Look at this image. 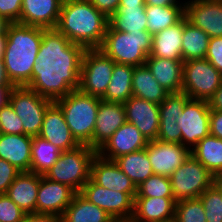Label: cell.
I'll return each mask as SVG.
<instances>
[{
    "label": "cell",
    "instance_id": "obj_1",
    "mask_svg": "<svg viewBox=\"0 0 222 222\" xmlns=\"http://www.w3.org/2000/svg\"><path fill=\"white\" fill-rule=\"evenodd\" d=\"M85 48L72 43L56 28H43L42 42L26 86L55 102L79 89Z\"/></svg>",
    "mask_w": 222,
    "mask_h": 222
},
{
    "label": "cell",
    "instance_id": "obj_2",
    "mask_svg": "<svg viewBox=\"0 0 222 222\" xmlns=\"http://www.w3.org/2000/svg\"><path fill=\"white\" fill-rule=\"evenodd\" d=\"M108 25L109 19L89 0H65L56 29L72 43L94 49L102 46Z\"/></svg>",
    "mask_w": 222,
    "mask_h": 222
},
{
    "label": "cell",
    "instance_id": "obj_3",
    "mask_svg": "<svg viewBox=\"0 0 222 222\" xmlns=\"http://www.w3.org/2000/svg\"><path fill=\"white\" fill-rule=\"evenodd\" d=\"M3 57L6 72L15 86H27L42 42L43 28L11 23Z\"/></svg>",
    "mask_w": 222,
    "mask_h": 222
},
{
    "label": "cell",
    "instance_id": "obj_4",
    "mask_svg": "<svg viewBox=\"0 0 222 222\" xmlns=\"http://www.w3.org/2000/svg\"><path fill=\"white\" fill-rule=\"evenodd\" d=\"M100 100L77 89L55 101L72 136L80 145H88L92 141Z\"/></svg>",
    "mask_w": 222,
    "mask_h": 222
},
{
    "label": "cell",
    "instance_id": "obj_5",
    "mask_svg": "<svg viewBox=\"0 0 222 222\" xmlns=\"http://www.w3.org/2000/svg\"><path fill=\"white\" fill-rule=\"evenodd\" d=\"M152 34L148 31L124 32L109 25L99 48L117 64L142 66L151 54Z\"/></svg>",
    "mask_w": 222,
    "mask_h": 222
},
{
    "label": "cell",
    "instance_id": "obj_6",
    "mask_svg": "<svg viewBox=\"0 0 222 222\" xmlns=\"http://www.w3.org/2000/svg\"><path fill=\"white\" fill-rule=\"evenodd\" d=\"M97 151L88 145H79L69 151H61L57 161L44 177L68 185L76 193L81 192L90 179V166Z\"/></svg>",
    "mask_w": 222,
    "mask_h": 222
},
{
    "label": "cell",
    "instance_id": "obj_7",
    "mask_svg": "<svg viewBox=\"0 0 222 222\" xmlns=\"http://www.w3.org/2000/svg\"><path fill=\"white\" fill-rule=\"evenodd\" d=\"M115 62L99 48L85 49L82 57L79 90L102 98L111 81Z\"/></svg>",
    "mask_w": 222,
    "mask_h": 222
},
{
    "label": "cell",
    "instance_id": "obj_8",
    "mask_svg": "<svg viewBox=\"0 0 222 222\" xmlns=\"http://www.w3.org/2000/svg\"><path fill=\"white\" fill-rule=\"evenodd\" d=\"M222 84V74L207 59L183 64L182 92L190 99L208 101Z\"/></svg>",
    "mask_w": 222,
    "mask_h": 222
},
{
    "label": "cell",
    "instance_id": "obj_9",
    "mask_svg": "<svg viewBox=\"0 0 222 222\" xmlns=\"http://www.w3.org/2000/svg\"><path fill=\"white\" fill-rule=\"evenodd\" d=\"M9 103L21 118L24 134L39 136L46 110L53 101L26 86H15L10 91Z\"/></svg>",
    "mask_w": 222,
    "mask_h": 222
},
{
    "label": "cell",
    "instance_id": "obj_10",
    "mask_svg": "<svg viewBox=\"0 0 222 222\" xmlns=\"http://www.w3.org/2000/svg\"><path fill=\"white\" fill-rule=\"evenodd\" d=\"M172 193L176 201L199 198L214 183V176L192 154L171 175Z\"/></svg>",
    "mask_w": 222,
    "mask_h": 222
},
{
    "label": "cell",
    "instance_id": "obj_11",
    "mask_svg": "<svg viewBox=\"0 0 222 222\" xmlns=\"http://www.w3.org/2000/svg\"><path fill=\"white\" fill-rule=\"evenodd\" d=\"M176 121L181 129L182 144L191 150L201 139L210 135L208 101L189 99Z\"/></svg>",
    "mask_w": 222,
    "mask_h": 222
},
{
    "label": "cell",
    "instance_id": "obj_12",
    "mask_svg": "<svg viewBox=\"0 0 222 222\" xmlns=\"http://www.w3.org/2000/svg\"><path fill=\"white\" fill-rule=\"evenodd\" d=\"M80 193L113 219L130 222L134 212V199L128 193L101 187L91 179L85 183Z\"/></svg>",
    "mask_w": 222,
    "mask_h": 222
},
{
    "label": "cell",
    "instance_id": "obj_13",
    "mask_svg": "<svg viewBox=\"0 0 222 222\" xmlns=\"http://www.w3.org/2000/svg\"><path fill=\"white\" fill-rule=\"evenodd\" d=\"M154 174L170 177L190 156L191 150L183 144L151 140L146 146Z\"/></svg>",
    "mask_w": 222,
    "mask_h": 222
},
{
    "label": "cell",
    "instance_id": "obj_14",
    "mask_svg": "<svg viewBox=\"0 0 222 222\" xmlns=\"http://www.w3.org/2000/svg\"><path fill=\"white\" fill-rule=\"evenodd\" d=\"M90 179L101 187L128 193L133 199L137 187L113 160L101 157L98 153L93 157L90 166Z\"/></svg>",
    "mask_w": 222,
    "mask_h": 222
},
{
    "label": "cell",
    "instance_id": "obj_15",
    "mask_svg": "<svg viewBox=\"0 0 222 222\" xmlns=\"http://www.w3.org/2000/svg\"><path fill=\"white\" fill-rule=\"evenodd\" d=\"M185 18L210 38L222 37V0L185 1Z\"/></svg>",
    "mask_w": 222,
    "mask_h": 222
},
{
    "label": "cell",
    "instance_id": "obj_16",
    "mask_svg": "<svg viewBox=\"0 0 222 222\" xmlns=\"http://www.w3.org/2000/svg\"><path fill=\"white\" fill-rule=\"evenodd\" d=\"M147 138L130 122L120 126L104 143L97 153L108 160L117 158L146 148Z\"/></svg>",
    "mask_w": 222,
    "mask_h": 222
},
{
    "label": "cell",
    "instance_id": "obj_17",
    "mask_svg": "<svg viewBox=\"0 0 222 222\" xmlns=\"http://www.w3.org/2000/svg\"><path fill=\"white\" fill-rule=\"evenodd\" d=\"M75 193L68 185L52 181L41 175L36 201V214L62 216L71 204Z\"/></svg>",
    "mask_w": 222,
    "mask_h": 222
},
{
    "label": "cell",
    "instance_id": "obj_18",
    "mask_svg": "<svg viewBox=\"0 0 222 222\" xmlns=\"http://www.w3.org/2000/svg\"><path fill=\"white\" fill-rule=\"evenodd\" d=\"M126 121L135 125L148 141L156 140L159 131V105L132 96L124 104Z\"/></svg>",
    "mask_w": 222,
    "mask_h": 222
},
{
    "label": "cell",
    "instance_id": "obj_19",
    "mask_svg": "<svg viewBox=\"0 0 222 222\" xmlns=\"http://www.w3.org/2000/svg\"><path fill=\"white\" fill-rule=\"evenodd\" d=\"M126 122L125 108L122 103L101 99L92 141L88 146L98 151L114 132Z\"/></svg>",
    "mask_w": 222,
    "mask_h": 222
},
{
    "label": "cell",
    "instance_id": "obj_20",
    "mask_svg": "<svg viewBox=\"0 0 222 222\" xmlns=\"http://www.w3.org/2000/svg\"><path fill=\"white\" fill-rule=\"evenodd\" d=\"M39 136L61 151H69L80 145L72 136L62 110L55 102L46 110Z\"/></svg>",
    "mask_w": 222,
    "mask_h": 222
},
{
    "label": "cell",
    "instance_id": "obj_21",
    "mask_svg": "<svg viewBox=\"0 0 222 222\" xmlns=\"http://www.w3.org/2000/svg\"><path fill=\"white\" fill-rule=\"evenodd\" d=\"M174 197H135L130 222H174Z\"/></svg>",
    "mask_w": 222,
    "mask_h": 222
},
{
    "label": "cell",
    "instance_id": "obj_22",
    "mask_svg": "<svg viewBox=\"0 0 222 222\" xmlns=\"http://www.w3.org/2000/svg\"><path fill=\"white\" fill-rule=\"evenodd\" d=\"M62 0H22L20 24L56 28Z\"/></svg>",
    "mask_w": 222,
    "mask_h": 222
},
{
    "label": "cell",
    "instance_id": "obj_23",
    "mask_svg": "<svg viewBox=\"0 0 222 222\" xmlns=\"http://www.w3.org/2000/svg\"><path fill=\"white\" fill-rule=\"evenodd\" d=\"M31 149V136L2 134L0 137V159L8 161L20 172L30 171Z\"/></svg>",
    "mask_w": 222,
    "mask_h": 222
},
{
    "label": "cell",
    "instance_id": "obj_24",
    "mask_svg": "<svg viewBox=\"0 0 222 222\" xmlns=\"http://www.w3.org/2000/svg\"><path fill=\"white\" fill-rule=\"evenodd\" d=\"M41 175L20 172L8 187L7 196L27 214H36V201Z\"/></svg>",
    "mask_w": 222,
    "mask_h": 222
},
{
    "label": "cell",
    "instance_id": "obj_25",
    "mask_svg": "<svg viewBox=\"0 0 222 222\" xmlns=\"http://www.w3.org/2000/svg\"><path fill=\"white\" fill-rule=\"evenodd\" d=\"M183 60L147 57L145 65L168 93L182 92Z\"/></svg>",
    "mask_w": 222,
    "mask_h": 222
},
{
    "label": "cell",
    "instance_id": "obj_26",
    "mask_svg": "<svg viewBox=\"0 0 222 222\" xmlns=\"http://www.w3.org/2000/svg\"><path fill=\"white\" fill-rule=\"evenodd\" d=\"M184 18L174 26L163 29L152 36L151 54L148 57H160L172 60L182 58V35Z\"/></svg>",
    "mask_w": 222,
    "mask_h": 222
},
{
    "label": "cell",
    "instance_id": "obj_27",
    "mask_svg": "<svg viewBox=\"0 0 222 222\" xmlns=\"http://www.w3.org/2000/svg\"><path fill=\"white\" fill-rule=\"evenodd\" d=\"M113 218L91 203L80 192L75 193L71 204L62 215L63 222H111Z\"/></svg>",
    "mask_w": 222,
    "mask_h": 222
},
{
    "label": "cell",
    "instance_id": "obj_28",
    "mask_svg": "<svg viewBox=\"0 0 222 222\" xmlns=\"http://www.w3.org/2000/svg\"><path fill=\"white\" fill-rule=\"evenodd\" d=\"M133 96L160 104L169 94L151 74L146 65L134 67L132 75Z\"/></svg>",
    "mask_w": 222,
    "mask_h": 222
},
{
    "label": "cell",
    "instance_id": "obj_29",
    "mask_svg": "<svg viewBox=\"0 0 222 222\" xmlns=\"http://www.w3.org/2000/svg\"><path fill=\"white\" fill-rule=\"evenodd\" d=\"M134 66L114 64L111 81L108 84L105 95L101 98L104 101L124 104L133 96L132 75Z\"/></svg>",
    "mask_w": 222,
    "mask_h": 222
},
{
    "label": "cell",
    "instance_id": "obj_30",
    "mask_svg": "<svg viewBox=\"0 0 222 222\" xmlns=\"http://www.w3.org/2000/svg\"><path fill=\"white\" fill-rule=\"evenodd\" d=\"M191 154L213 176L222 174V139L208 135L191 149Z\"/></svg>",
    "mask_w": 222,
    "mask_h": 222
},
{
    "label": "cell",
    "instance_id": "obj_31",
    "mask_svg": "<svg viewBox=\"0 0 222 222\" xmlns=\"http://www.w3.org/2000/svg\"><path fill=\"white\" fill-rule=\"evenodd\" d=\"M147 20L145 7L119 6L109 18V26L113 30L128 33L147 31Z\"/></svg>",
    "mask_w": 222,
    "mask_h": 222
},
{
    "label": "cell",
    "instance_id": "obj_32",
    "mask_svg": "<svg viewBox=\"0 0 222 222\" xmlns=\"http://www.w3.org/2000/svg\"><path fill=\"white\" fill-rule=\"evenodd\" d=\"M115 162L136 187L154 174L146 148L123 155Z\"/></svg>",
    "mask_w": 222,
    "mask_h": 222
},
{
    "label": "cell",
    "instance_id": "obj_33",
    "mask_svg": "<svg viewBox=\"0 0 222 222\" xmlns=\"http://www.w3.org/2000/svg\"><path fill=\"white\" fill-rule=\"evenodd\" d=\"M182 38V58L184 62L205 58L210 36L202 29L188 22L185 17Z\"/></svg>",
    "mask_w": 222,
    "mask_h": 222
},
{
    "label": "cell",
    "instance_id": "obj_34",
    "mask_svg": "<svg viewBox=\"0 0 222 222\" xmlns=\"http://www.w3.org/2000/svg\"><path fill=\"white\" fill-rule=\"evenodd\" d=\"M147 31L152 35L174 26L185 17V6H145Z\"/></svg>",
    "mask_w": 222,
    "mask_h": 222
},
{
    "label": "cell",
    "instance_id": "obj_35",
    "mask_svg": "<svg viewBox=\"0 0 222 222\" xmlns=\"http://www.w3.org/2000/svg\"><path fill=\"white\" fill-rule=\"evenodd\" d=\"M61 150L40 136L32 137L30 172L44 176L57 161Z\"/></svg>",
    "mask_w": 222,
    "mask_h": 222
},
{
    "label": "cell",
    "instance_id": "obj_36",
    "mask_svg": "<svg viewBox=\"0 0 222 222\" xmlns=\"http://www.w3.org/2000/svg\"><path fill=\"white\" fill-rule=\"evenodd\" d=\"M189 99L183 92L169 93L159 104V124H177L176 120Z\"/></svg>",
    "mask_w": 222,
    "mask_h": 222
},
{
    "label": "cell",
    "instance_id": "obj_37",
    "mask_svg": "<svg viewBox=\"0 0 222 222\" xmlns=\"http://www.w3.org/2000/svg\"><path fill=\"white\" fill-rule=\"evenodd\" d=\"M135 197H174L170 177L153 174L137 186Z\"/></svg>",
    "mask_w": 222,
    "mask_h": 222
},
{
    "label": "cell",
    "instance_id": "obj_38",
    "mask_svg": "<svg viewBox=\"0 0 222 222\" xmlns=\"http://www.w3.org/2000/svg\"><path fill=\"white\" fill-rule=\"evenodd\" d=\"M174 222H207L200 198L177 201Z\"/></svg>",
    "mask_w": 222,
    "mask_h": 222
},
{
    "label": "cell",
    "instance_id": "obj_39",
    "mask_svg": "<svg viewBox=\"0 0 222 222\" xmlns=\"http://www.w3.org/2000/svg\"><path fill=\"white\" fill-rule=\"evenodd\" d=\"M207 222H222V193L213 183L200 196Z\"/></svg>",
    "mask_w": 222,
    "mask_h": 222
},
{
    "label": "cell",
    "instance_id": "obj_40",
    "mask_svg": "<svg viewBox=\"0 0 222 222\" xmlns=\"http://www.w3.org/2000/svg\"><path fill=\"white\" fill-rule=\"evenodd\" d=\"M0 129L2 134H24L21 118L9 102L0 109Z\"/></svg>",
    "mask_w": 222,
    "mask_h": 222
},
{
    "label": "cell",
    "instance_id": "obj_41",
    "mask_svg": "<svg viewBox=\"0 0 222 222\" xmlns=\"http://www.w3.org/2000/svg\"><path fill=\"white\" fill-rule=\"evenodd\" d=\"M26 215L7 194H0V222H22Z\"/></svg>",
    "mask_w": 222,
    "mask_h": 222
},
{
    "label": "cell",
    "instance_id": "obj_42",
    "mask_svg": "<svg viewBox=\"0 0 222 222\" xmlns=\"http://www.w3.org/2000/svg\"><path fill=\"white\" fill-rule=\"evenodd\" d=\"M205 59L222 74V37H212L209 39Z\"/></svg>",
    "mask_w": 222,
    "mask_h": 222
},
{
    "label": "cell",
    "instance_id": "obj_43",
    "mask_svg": "<svg viewBox=\"0 0 222 222\" xmlns=\"http://www.w3.org/2000/svg\"><path fill=\"white\" fill-rule=\"evenodd\" d=\"M22 0H0V16L11 23H20Z\"/></svg>",
    "mask_w": 222,
    "mask_h": 222
},
{
    "label": "cell",
    "instance_id": "obj_44",
    "mask_svg": "<svg viewBox=\"0 0 222 222\" xmlns=\"http://www.w3.org/2000/svg\"><path fill=\"white\" fill-rule=\"evenodd\" d=\"M20 173L12 164L0 159V194H6L8 187Z\"/></svg>",
    "mask_w": 222,
    "mask_h": 222
},
{
    "label": "cell",
    "instance_id": "obj_45",
    "mask_svg": "<svg viewBox=\"0 0 222 222\" xmlns=\"http://www.w3.org/2000/svg\"><path fill=\"white\" fill-rule=\"evenodd\" d=\"M157 140L182 144L181 129L178 124H159Z\"/></svg>",
    "mask_w": 222,
    "mask_h": 222
},
{
    "label": "cell",
    "instance_id": "obj_46",
    "mask_svg": "<svg viewBox=\"0 0 222 222\" xmlns=\"http://www.w3.org/2000/svg\"><path fill=\"white\" fill-rule=\"evenodd\" d=\"M108 19L118 10L120 0H89Z\"/></svg>",
    "mask_w": 222,
    "mask_h": 222
},
{
    "label": "cell",
    "instance_id": "obj_47",
    "mask_svg": "<svg viewBox=\"0 0 222 222\" xmlns=\"http://www.w3.org/2000/svg\"><path fill=\"white\" fill-rule=\"evenodd\" d=\"M210 135L222 139V111L210 110Z\"/></svg>",
    "mask_w": 222,
    "mask_h": 222
},
{
    "label": "cell",
    "instance_id": "obj_48",
    "mask_svg": "<svg viewBox=\"0 0 222 222\" xmlns=\"http://www.w3.org/2000/svg\"><path fill=\"white\" fill-rule=\"evenodd\" d=\"M22 222H63L62 216L55 214H27Z\"/></svg>",
    "mask_w": 222,
    "mask_h": 222
},
{
    "label": "cell",
    "instance_id": "obj_49",
    "mask_svg": "<svg viewBox=\"0 0 222 222\" xmlns=\"http://www.w3.org/2000/svg\"><path fill=\"white\" fill-rule=\"evenodd\" d=\"M210 110L222 111V84L208 100Z\"/></svg>",
    "mask_w": 222,
    "mask_h": 222
},
{
    "label": "cell",
    "instance_id": "obj_50",
    "mask_svg": "<svg viewBox=\"0 0 222 222\" xmlns=\"http://www.w3.org/2000/svg\"><path fill=\"white\" fill-rule=\"evenodd\" d=\"M146 6H185V1L180 0H145Z\"/></svg>",
    "mask_w": 222,
    "mask_h": 222
},
{
    "label": "cell",
    "instance_id": "obj_51",
    "mask_svg": "<svg viewBox=\"0 0 222 222\" xmlns=\"http://www.w3.org/2000/svg\"><path fill=\"white\" fill-rule=\"evenodd\" d=\"M15 86H0V109L9 102L10 91Z\"/></svg>",
    "mask_w": 222,
    "mask_h": 222
},
{
    "label": "cell",
    "instance_id": "obj_52",
    "mask_svg": "<svg viewBox=\"0 0 222 222\" xmlns=\"http://www.w3.org/2000/svg\"><path fill=\"white\" fill-rule=\"evenodd\" d=\"M0 86H15L7 75L4 61H0Z\"/></svg>",
    "mask_w": 222,
    "mask_h": 222
},
{
    "label": "cell",
    "instance_id": "obj_53",
    "mask_svg": "<svg viewBox=\"0 0 222 222\" xmlns=\"http://www.w3.org/2000/svg\"><path fill=\"white\" fill-rule=\"evenodd\" d=\"M11 22L0 16V42H7V30Z\"/></svg>",
    "mask_w": 222,
    "mask_h": 222
},
{
    "label": "cell",
    "instance_id": "obj_54",
    "mask_svg": "<svg viewBox=\"0 0 222 222\" xmlns=\"http://www.w3.org/2000/svg\"><path fill=\"white\" fill-rule=\"evenodd\" d=\"M119 6H137L145 7V0H120Z\"/></svg>",
    "mask_w": 222,
    "mask_h": 222
},
{
    "label": "cell",
    "instance_id": "obj_55",
    "mask_svg": "<svg viewBox=\"0 0 222 222\" xmlns=\"http://www.w3.org/2000/svg\"><path fill=\"white\" fill-rule=\"evenodd\" d=\"M214 184L217 186V188L222 193V174L214 176Z\"/></svg>",
    "mask_w": 222,
    "mask_h": 222
},
{
    "label": "cell",
    "instance_id": "obj_56",
    "mask_svg": "<svg viewBox=\"0 0 222 222\" xmlns=\"http://www.w3.org/2000/svg\"><path fill=\"white\" fill-rule=\"evenodd\" d=\"M7 42H0V61H3Z\"/></svg>",
    "mask_w": 222,
    "mask_h": 222
},
{
    "label": "cell",
    "instance_id": "obj_57",
    "mask_svg": "<svg viewBox=\"0 0 222 222\" xmlns=\"http://www.w3.org/2000/svg\"><path fill=\"white\" fill-rule=\"evenodd\" d=\"M111 222H128V221H125V220H119V219H113Z\"/></svg>",
    "mask_w": 222,
    "mask_h": 222
}]
</instances>
